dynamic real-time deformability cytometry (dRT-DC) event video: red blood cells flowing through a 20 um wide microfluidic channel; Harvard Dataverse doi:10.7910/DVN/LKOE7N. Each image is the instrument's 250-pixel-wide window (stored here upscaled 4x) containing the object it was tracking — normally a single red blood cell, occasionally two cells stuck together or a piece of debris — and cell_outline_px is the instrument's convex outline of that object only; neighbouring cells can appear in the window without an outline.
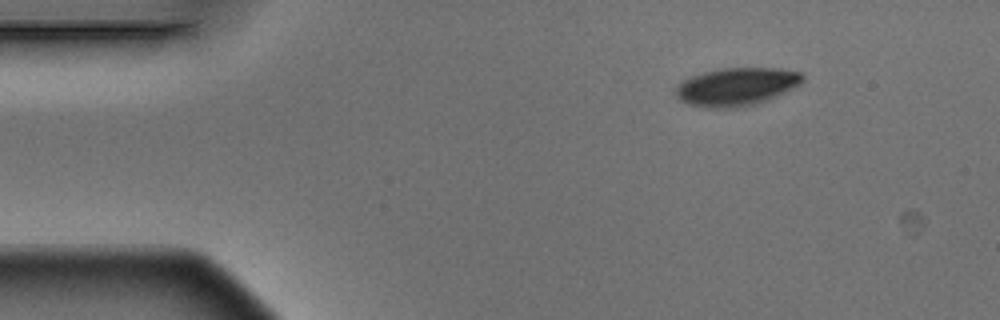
{"species": "Egyptian fruit bat (a non-hibernating species)", "species_latin": "Rousettus aegyptiacus", "temperature_condition": "warm", "stored_images_in_passage": 4, "camera_frame_rate_fps": 3000, "um_per_image_px": 0.085, "animal": {"sex": "male"}, "frame": {"image": 1, "passage_image": 4, "time_ms": 1.0, "image_size_px": [1000, 320], "cell_outline_px": [[804, 80], [800, 84], [776, 96], [756, 104], [736, 108], [704, 108], [688, 104], [680, 100], [676, 96], [676, 88], [680, 80], [688, 76], [720, 68], [780, 68], [800, 72], [804, 76]], "centroid_in_image_um": [62.56, 7.37], "position_along_channel_um": 22.4, "area_um2": 28.38}}